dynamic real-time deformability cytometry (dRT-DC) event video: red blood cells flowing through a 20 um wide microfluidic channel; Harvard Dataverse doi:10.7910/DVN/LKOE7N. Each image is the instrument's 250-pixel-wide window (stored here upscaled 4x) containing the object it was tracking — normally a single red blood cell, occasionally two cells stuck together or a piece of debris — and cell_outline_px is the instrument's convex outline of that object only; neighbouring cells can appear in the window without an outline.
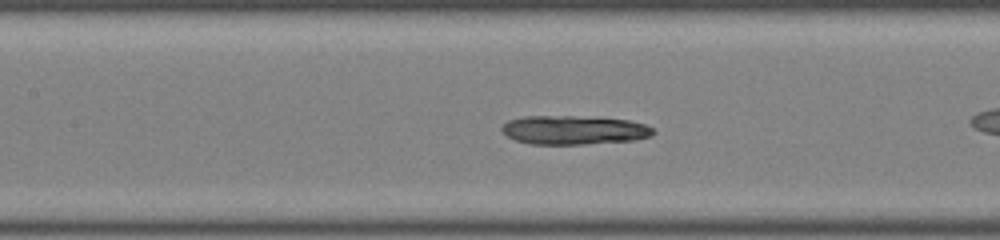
{"species": "common noctule bat (a hibernating species)", "species_latin": "Nyctalus noctula", "temperature_condition": "room temperature", "stored_images_in_passage": 17, "camera_frame_rate_fps": 3000, "um_per_image_px": 0.085, "animal": {"sex": "male", "body_mass_g": 19.0, "forearm_length_mm": 50.8}, "frame": {"image": 1, "passage_image": 6, "time_ms": 1.667, "image_size_px": [1000, 240], "cell_outline_px": [[656, 132], [652, 136], [636, 140], [584, 144], [532, 144], [516, 140], [508, 136], [500, 128], [508, 120], [524, 116], [572, 116], [628, 120], [644, 124], [652, 128]], "centroid_in_image_um": [48.8, 11.05], "position_along_channel_um": 158.6, "area_um2": 25.37}}
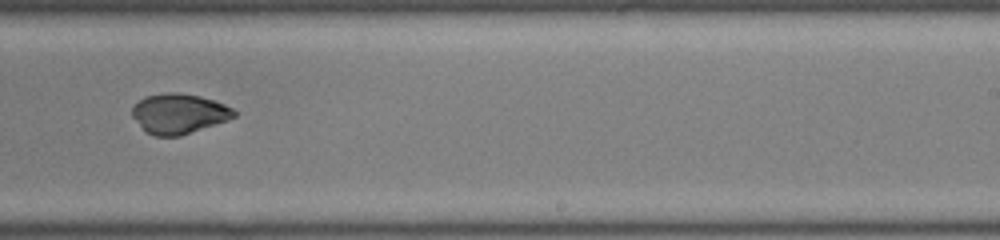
{"frame": {"image": 2, "passage_image": 12, "time_ms": 3.667, "image_size_px": [1000, 240], "cell_outline_px": [[236, 116], [228, 120], [180, 136], [156, 136], [144, 132], [132, 116], [132, 108], [144, 96], [164, 92], [180, 92], [200, 96], [224, 104], [232, 108], [236, 112]], "centroid_in_image_um": [15.18, 9.66], "position_along_channel_um": 273.8, "area_um2": 23.87}}